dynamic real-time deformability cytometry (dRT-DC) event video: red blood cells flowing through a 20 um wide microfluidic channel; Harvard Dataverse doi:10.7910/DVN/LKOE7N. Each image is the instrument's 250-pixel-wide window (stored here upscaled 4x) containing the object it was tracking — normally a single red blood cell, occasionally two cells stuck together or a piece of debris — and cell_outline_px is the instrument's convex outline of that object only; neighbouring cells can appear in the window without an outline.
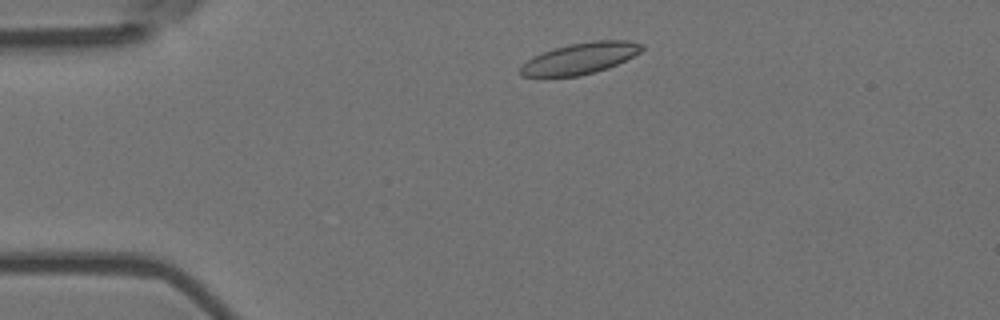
{"species": "Egyptian fruit bat (a non-hibernating species)", "species_latin": "Rousettus aegyptiacus", "temperature_condition": "room temperature", "stored_images_in_passage": 48, "camera_frame_rate_fps": 3000, "um_per_image_px": 0.085, "animal": {"sex": "female"}, "frame": {"image": 1, "passage_image": 5, "time_ms": 1.333, "image_size_px": [1000, 320], "cell_outline_px": [[644, 48], [640, 52], [608, 68], [596, 72], [580, 76], [520, 76], [520, 68], [528, 60], [544, 52], [568, 44], [592, 40], [628, 40], [644, 44]], "centroid_in_image_um": [49.36, 4.95], "position_along_channel_um": 35.6, "area_um2": 21.85}}
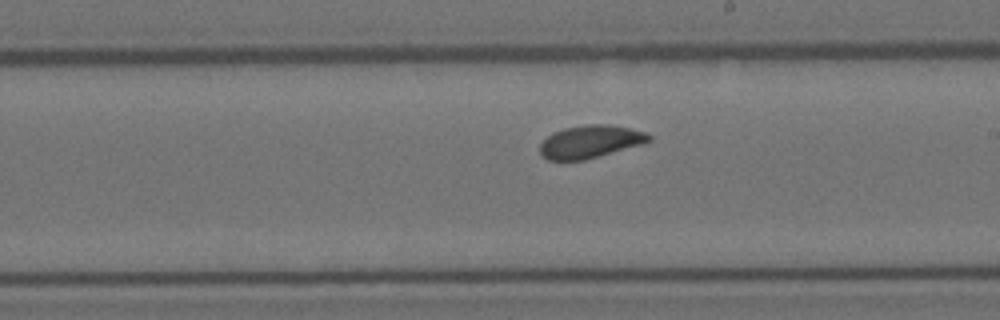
{"frame": {"image": 2, "passage_image": 25, "time_ms": 8.0, "image_size_px": [1000, 320], "cell_outline_px": [[652, 140], [640, 144], [584, 160], [548, 160], [540, 156], [540, 144], [552, 132], [564, 128], [588, 124], [608, 124], [628, 128], [644, 132], [652, 136]], "centroid_in_image_um": [50.12, 12.04], "position_along_channel_um": 238.9, "area_um2": 20.58}}
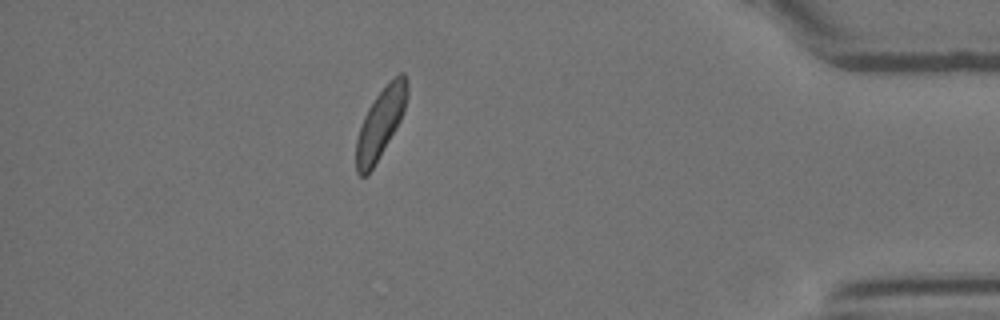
{"frame": {"image": 3, "passage_image": 42, "time_ms": 13.667, "image_size_px": [1000, 320], "cell_outline_px": [[408, 96], [404, 112], [396, 128], [372, 168], [364, 176], [360, 176], [356, 172], [356, 140], [364, 116], [368, 108], [376, 96], [388, 80], [400, 72], [404, 72], [408, 84]], "centroid_in_image_um": [32.36, 10.4], "position_along_channel_um": 402.8, "area_um2": 20.58}, "authors_computed_cell_mechanics": {"area_um2": 20.9814, "velocity_mm_per_s": 3.661, "shape_relaxation_time_tau1_ms": 2.1111, "shape_relaxation_time_tau2_ms": 7.3233, "deformation_change_tau1": 0.0829, "deformation_change_tau2": 0.0604}}